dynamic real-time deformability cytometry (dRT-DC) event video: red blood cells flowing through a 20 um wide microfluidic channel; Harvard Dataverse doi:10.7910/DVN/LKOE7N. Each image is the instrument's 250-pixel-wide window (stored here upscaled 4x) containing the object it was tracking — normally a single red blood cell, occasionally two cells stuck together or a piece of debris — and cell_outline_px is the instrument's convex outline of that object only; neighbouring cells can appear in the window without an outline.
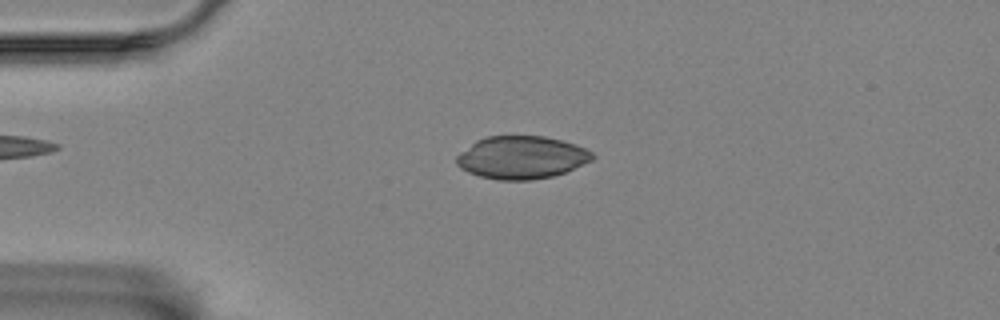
{"species": "Egyptian fruit bat (a non-hibernating species)", "species_latin": "Rousettus aegyptiacus", "temperature_condition": "room temperature", "stored_images_in_passage": 47, "camera_frame_rate_fps": 3000, "um_per_image_px": 0.085, "animal": {"sex": "female"}, "frame": {"image": 1, "passage_image": 3, "time_ms": 0.667, "image_size_px": [1000, 320], "cell_outline_px": [[596, 156], [592, 160], [564, 172], [552, 176], [532, 180], [496, 180], [480, 176], [468, 172], [460, 168], [456, 164], [456, 156], [460, 152], [476, 140], [488, 136], [544, 136], [576, 144], [592, 152]], "centroid_in_image_um": [44.31, 13.38], "position_along_channel_um": 40.7, "area_um2": 33.81}}
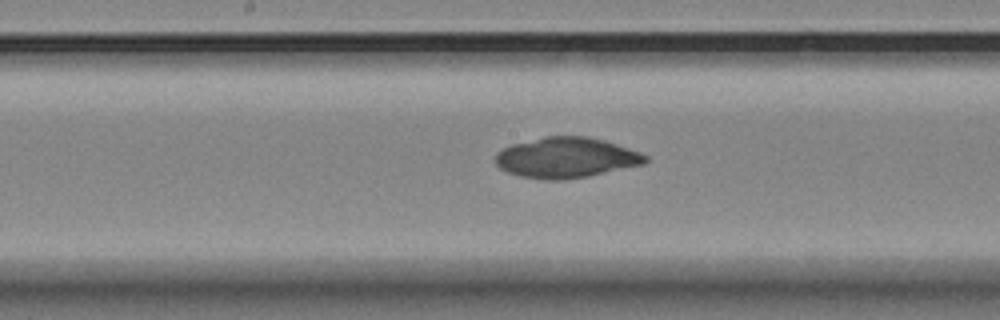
{"frame": {"image": 2, "passage_image": 19, "time_ms": 6.0, "image_size_px": [1000, 320], "cell_outline_px": [[648, 160], [644, 164], [588, 176], [564, 180], [544, 180], [520, 176], [508, 172], [500, 168], [496, 164], [496, 152], [512, 144], [544, 136], [588, 136], [604, 140], [640, 152], [648, 156]], "centroid_in_image_um": [48.12, 13.4], "position_along_channel_um": 200.1, "area_um2": 35.37}}
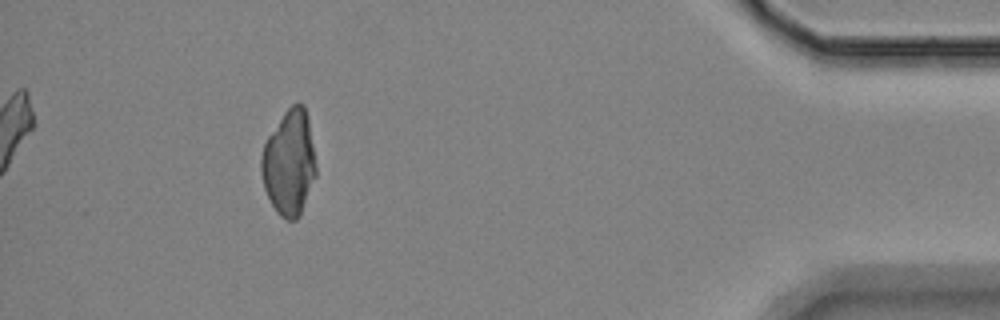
{"frame": {"image": 3, "passage_image": 42, "time_ms": 13.667, "image_size_px": [1000, 320], "cell_outline_px": [[316, 176], [300, 216], [296, 220], [288, 220], [280, 216], [276, 212], [264, 188], [260, 172], [260, 160], [264, 144], [268, 136], [284, 112], [292, 104], [304, 104], [308, 116], [316, 164]], "centroid_in_image_um": [24.58, 13.85], "position_along_channel_um": 410.6, "area_um2": 33.7}}